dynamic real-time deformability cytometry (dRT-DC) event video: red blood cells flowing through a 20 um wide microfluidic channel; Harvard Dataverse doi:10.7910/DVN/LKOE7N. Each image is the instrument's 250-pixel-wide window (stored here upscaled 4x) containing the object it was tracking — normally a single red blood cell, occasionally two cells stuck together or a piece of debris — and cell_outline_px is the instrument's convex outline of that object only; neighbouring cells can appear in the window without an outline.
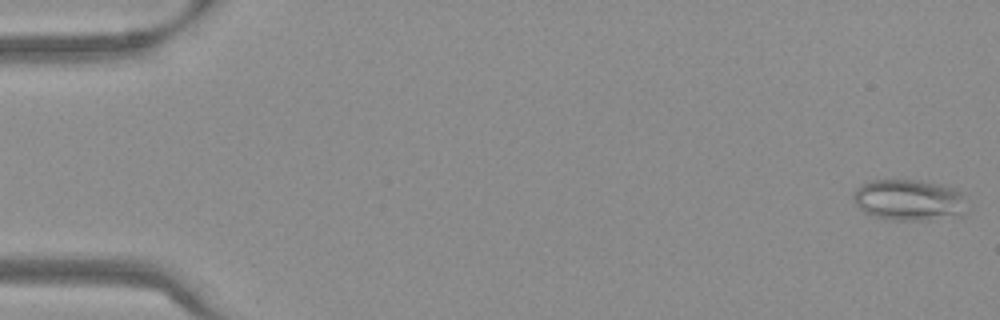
{"species": "Egyptian fruit bat (a non-hibernating species)", "species_latin": "Rousettus aegyptiacus", "temperature_condition": "warm", "stored_images_in_passage": 54, "camera_frame_rate_fps": 3000, "um_per_image_px": 0.085, "frame": {"image": 1, "passage_image": 1, "time_ms": 0.0, "image_size_px": [1000, 320], "cell_outline_px": [[964, 216], [924, 220], [896, 220], [876, 216], [864, 212], [852, 200], [852, 192], [856, 188], [868, 180], [916, 180], [944, 184], [956, 188], [964, 192]], "centroid_in_image_um": [77.28, 16.98], "position_along_channel_um": 7.7, "area_um2": 27.63}}
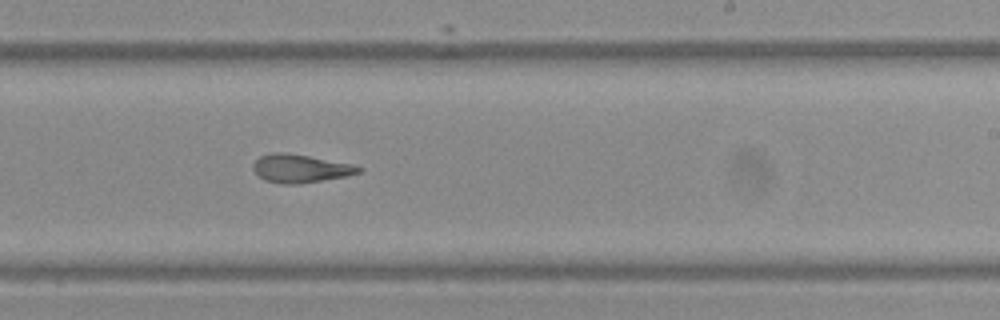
{"frame": {"image": 2, "passage_image": 33, "time_ms": 10.667, "image_size_px": [1000, 320], "cell_outline_px": [[364, 168], [360, 172], [348, 176], [300, 184], [280, 184], [264, 180], [252, 168], [252, 164], [260, 156], [272, 152], [284, 152], [308, 156], [352, 164]], "centroid_in_image_um": [25.53, 14.33], "position_along_channel_um": 263.5, "area_um2": 17.4}}
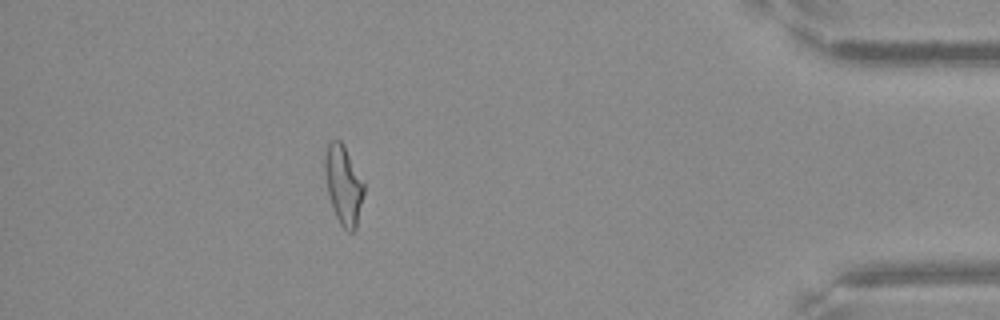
{"frame": {"image": 3, "passage_image": 48, "time_ms": 15.667, "image_size_px": [1000, 320], "cell_outline_px": [[364, 192], [356, 228], [352, 232], [348, 232], [340, 224], [332, 208], [328, 196], [324, 172], [324, 160], [328, 144], [332, 140], [340, 140], [344, 144], [364, 180]], "centroid_in_image_um": [29.19, 15.7], "position_along_channel_um": 406.0, "area_um2": 18.21}, "authors_computed_cell_mechanics": {"area_um2": 18.9295, "velocity_mm_per_s": 3.8073, "shape_relaxation_time_tau1_ms": null, "shape_relaxation_time_tau2_ms": 4.7013, "deformation_change_tau1": null, "deformation_change_tau2": 0.1543}}